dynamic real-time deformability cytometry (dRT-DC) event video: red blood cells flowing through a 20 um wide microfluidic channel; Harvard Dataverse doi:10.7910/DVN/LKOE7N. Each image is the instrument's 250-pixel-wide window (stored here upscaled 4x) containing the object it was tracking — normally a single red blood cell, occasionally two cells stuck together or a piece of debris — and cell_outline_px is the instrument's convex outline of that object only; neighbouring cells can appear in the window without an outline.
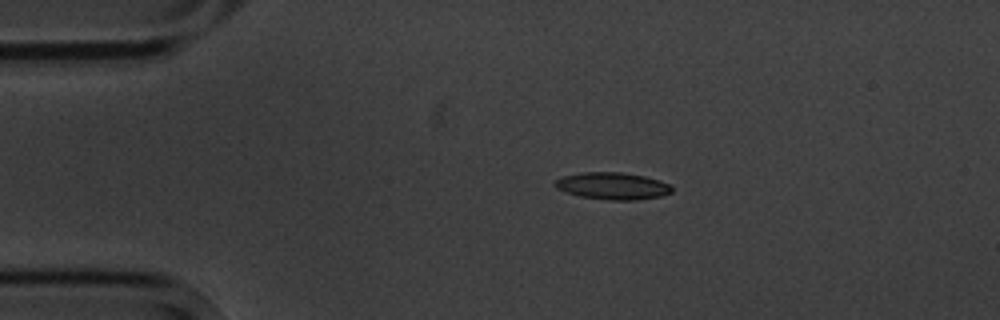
{"species": "common noctule bat (a hibernating species)", "species_latin": "Nyctalus noctula", "temperature_condition": "cold", "stored_images_in_passage": 4, "camera_frame_rate_fps": 3000, "um_per_image_px": 0.085, "animal": {"sex": "male", "body_mass_g": 20.1, "forearm_length_mm": 53.5}, "frame": {"image": 1, "passage_image": 2, "time_ms": 1.333, "image_size_px": [1000, 320], "cell_outline_px": [[672, 192], [660, 196], [636, 200], [608, 200], [580, 196], [564, 192], [556, 188], [552, 184], [560, 176], [580, 172], [620, 172], [644, 176], [660, 180], [668, 184], [672, 188]], "centroid_in_image_um": [52.01, 15.8], "position_along_channel_um": 33.0, "area_um2": 18.55}}